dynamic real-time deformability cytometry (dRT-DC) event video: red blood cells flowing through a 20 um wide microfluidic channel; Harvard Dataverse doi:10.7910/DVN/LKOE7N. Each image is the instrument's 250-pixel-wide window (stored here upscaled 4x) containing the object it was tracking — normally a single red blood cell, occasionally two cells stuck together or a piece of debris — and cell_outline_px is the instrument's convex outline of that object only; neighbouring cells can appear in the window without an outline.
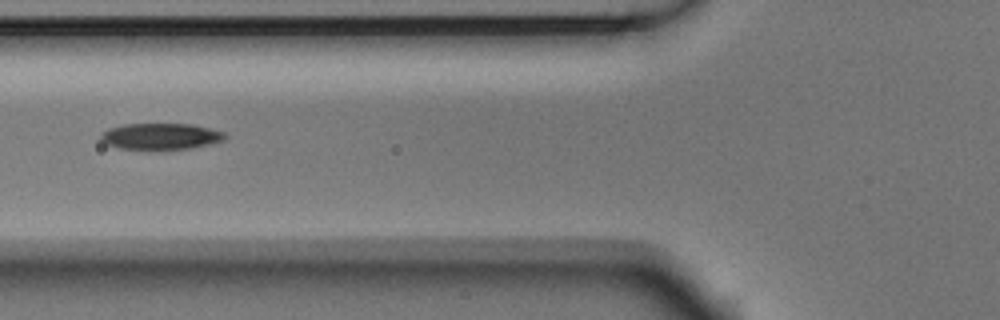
{"species": "Egyptian fruit bat (a non-hibernating species)", "species_latin": "Rousettus aegyptiacus", "temperature_condition": "room temperature", "stored_images_in_passage": 5, "camera_frame_rate_fps": 3000, "um_per_image_px": 0.085, "animal": {"sex": "male"}, "frame": {"image": 1, "passage_image": 5, "time_ms": 1.333, "image_size_px": [1000, 320], "cell_outline_px": [[228, 136], [224, 140], [208, 144], [188, 148], [120, 148], [104, 144], [100, 140], [100, 132], [108, 128], [124, 124], [192, 124], [224, 132]], "centroid_in_image_um": [13.61, 11.56], "position_along_channel_um": 112.2, "area_um2": 18.73}}